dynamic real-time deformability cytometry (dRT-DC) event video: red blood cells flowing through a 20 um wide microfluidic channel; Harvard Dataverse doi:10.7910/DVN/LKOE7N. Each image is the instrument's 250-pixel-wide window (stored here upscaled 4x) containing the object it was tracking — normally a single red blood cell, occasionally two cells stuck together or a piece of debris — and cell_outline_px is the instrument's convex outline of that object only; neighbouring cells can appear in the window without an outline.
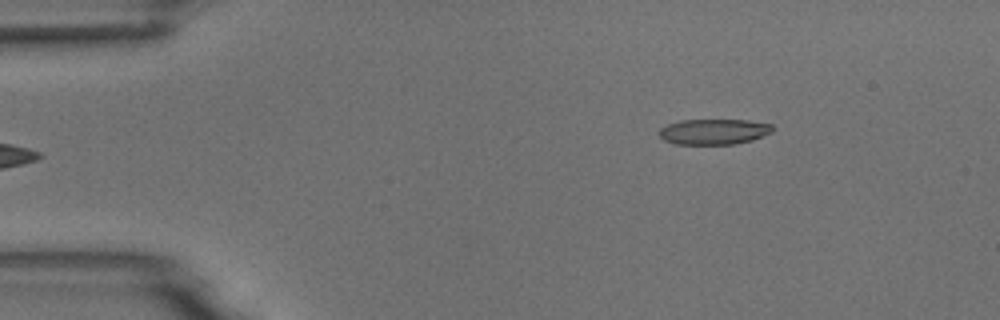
{"species": "common noctule bat (a hibernating species)", "species_latin": "Nyctalus noctula", "temperature_condition": "room temperature", "stored_images_in_passage": 5, "camera_frame_rate_fps": 3000, "um_per_image_px": 0.085, "animal": {"sex": "male", "body_mass_g": 18.8}, "frame": {"image": 1, "passage_image": 5, "time_ms": 4.667, "image_size_px": [1000, 320], "cell_outline_px": [[772, 132], [752, 140], [736, 144], [676, 144], [664, 140], [656, 132], [660, 128], [668, 124], [680, 120], [748, 120], [772, 124]], "centroid_in_image_um": [60.65, 11.19], "position_along_channel_um": 24.4, "area_um2": 16.94}}